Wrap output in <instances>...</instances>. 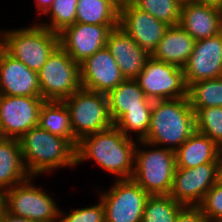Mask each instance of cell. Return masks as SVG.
Masks as SVG:
<instances>
[{
    "label": "cell",
    "instance_id": "7c38bea8",
    "mask_svg": "<svg viewBox=\"0 0 222 222\" xmlns=\"http://www.w3.org/2000/svg\"><path fill=\"white\" fill-rule=\"evenodd\" d=\"M42 97L8 96L0 94V131L3 138L19 139L38 126Z\"/></svg>",
    "mask_w": 222,
    "mask_h": 222
},
{
    "label": "cell",
    "instance_id": "ba28073f",
    "mask_svg": "<svg viewBox=\"0 0 222 222\" xmlns=\"http://www.w3.org/2000/svg\"><path fill=\"white\" fill-rule=\"evenodd\" d=\"M34 177L2 193L3 208L11 214L38 222H58L60 208L50 194L34 185Z\"/></svg>",
    "mask_w": 222,
    "mask_h": 222
},
{
    "label": "cell",
    "instance_id": "ffe728a7",
    "mask_svg": "<svg viewBox=\"0 0 222 222\" xmlns=\"http://www.w3.org/2000/svg\"><path fill=\"white\" fill-rule=\"evenodd\" d=\"M195 41L179 24L168 26L151 57L183 68L193 51Z\"/></svg>",
    "mask_w": 222,
    "mask_h": 222
},
{
    "label": "cell",
    "instance_id": "2e32d148",
    "mask_svg": "<svg viewBox=\"0 0 222 222\" xmlns=\"http://www.w3.org/2000/svg\"><path fill=\"white\" fill-rule=\"evenodd\" d=\"M80 73L82 88L105 94L125 79L106 46L80 64Z\"/></svg>",
    "mask_w": 222,
    "mask_h": 222
},
{
    "label": "cell",
    "instance_id": "ac0fdd59",
    "mask_svg": "<svg viewBox=\"0 0 222 222\" xmlns=\"http://www.w3.org/2000/svg\"><path fill=\"white\" fill-rule=\"evenodd\" d=\"M106 47L114 57L125 79H136L151 57L119 26L110 32Z\"/></svg>",
    "mask_w": 222,
    "mask_h": 222
},
{
    "label": "cell",
    "instance_id": "d6a6232c",
    "mask_svg": "<svg viewBox=\"0 0 222 222\" xmlns=\"http://www.w3.org/2000/svg\"><path fill=\"white\" fill-rule=\"evenodd\" d=\"M199 207L208 220H222V180L207 191Z\"/></svg>",
    "mask_w": 222,
    "mask_h": 222
},
{
    "label": "cell",
    "instance_id": "74e56055",
    "mask_svg": "<svg viewBox=\"0 0 222 222\" xmlns=\"http://www.w3.org/2000/svg\"><path fill=\"white\" fill-rule=\"evenodd\" d=\"M114 3L118 8L125 6L127 3L131 2V0H110Z\"/></svg>",
    "mask_w": 222,
    "mask_h": 222
},
{
    "label": "cell",
    "instance_id": "9c48e42d",
    "mask_svg": "<svg viewBox=\"0 0 222 222\" xmlns=\"http://www.w3.org/2000/svg\"><path fill=\"white\" fill-rule=\"evenodd\" d=\"M110 190L99 191L104 205L105 222H141L150 196L132 178L116 179Z\"/></svg>",
    "mask_w": 222,
    "mask_h": 222
},
{
    "label": "cell",
    "instance_id": "6da1fadb",
    "mask_svg": "<svg viewBox=\"0 0 222 222\" xmlns=\"http://www.w3.org/2000/svg\"><path fill=\"white\" fill-rule=\"evenodd\" d=\"M136 142L113 125L78 142L76 165L92 160L116 179H130L134 172Z\"/></svg>",
    "mask_w": 222,
    "mask_h": 222
},
{
    "label": "cell",
    "instance_id": "7402d4cb",
    "mask_svg": "<svg viewBox=\"0 0 222 222\" xmlns=\"http://www.w3.org/2000/svg\"><path fill=\"white\" fill-rule=\"evenodd\" d=\"M176 168H194L219 161V147L207 135L195 131L176 151Z\"/></svg>",
    "mask_w": 222,
    "mask_h": 222
},
{
    "label": "cell",
    "instance_id": "e0dca14e",
    "mask_svg": "<svg viewBox=\"0 0 222 222\" xmlns=\"http://www.w3.org/2000/svg\"><path fill=\"white\" fill-rule=\"evenodd\" d=\"M0 94L41 97L38 74L0 48Z\"/></svg>",
    "mask_w": 222,
    "mask_h": 222
},
{
    "label": "cell",
    "instance_id": "8992f818",
    "mask_svg": "<svg viewBox=\"0 0 222 222\" xmlns=\"http://www.w3.org/2000/svg\"><path fill=\"white\" fill-rule=\"evenodd\" d=\"M63 101L69 109L72 132L78 141L114 125L105 93L80 88Z\"/></svg>",
    "mask_w": 222,
    "mask_h": 222
},
{
    "label": "cell",
    "instance_id": "4fadbf2b",
    "mask_svg": "<svg viewBox=\"0 0 222 222\" xmlns=\"http://www.w3.org/2000/svg\"><path fill=\"white\" fill-rule=\"evenodd\" d=\"M118 25H92L74 23L63 29L59 35V45L78 64L98 50L104 48L110 32Z\"/></svg>",
    "mask_w": 222,
    "mask_h": 222
},
{
    "label": "cell",
    "instance_id": "f1b7e54d",
    "mask_svg": "<svg viewBox=\"0 0 222 222\" xmlns=\"http://www.w3.org/2000/svg\"><path fill=\"white\" fill-rule=\"evenodd\" d=\"M77 2L78 0H54L44 14L50 15L49 22H42L40 25L59 34L66 27L76 23Z\"/></svg>",
    "mask_w": 222,
    "mask_h": 222
},
{
    "label": "cell",
    "instance_id": "d590c367",
    "mask_svg": "<svg viewBox=\"0 0 222 222\" xmlns=\"http://www.w3.org/2000/svg\"><path fill=\"white\" fill-rule=\"evenodd\" d=\"M54 0H35L36 6H37V13L40 14H45L49 8L51 7L52 3Z\"/></svg>",
    "mask_w": 222,
    "mask_h": 222
},
{
    "label": "cell",
    "instance_id": "60d3db41",
    "mask_svg": "<svg viewBox=\"0 0 222 222\" xmlns=\"http://www.w3.org/2000/svg\"><path fill=\"white\" fill-rule=\"evenodd\" d=\"M180 4H186L191 2L192 0H177Z\"/></svg>",
    "mask_w": 222,
    "mask_h": 222
},
{
    "label": "cell",
    "instance_id": "9a60e30c",
    "mask_svg": "<svg viewBox=\"0 0 222 222\" xmlns=\"http://www.w3.org/2000/svg\"><path fill=\"white\" fill-rule=\"evenodd\" d=\"M183 74L187 88L197 81L222 77V32L195 41Z\"/></svg>",
    "mask_w": 222,
    "mask_h": 222
},
{
    "label": "cell",
    "instance_id": "f35d334b",
    "mask_svg": "<svg viewBox=\"0 0 222 222\" xmlns=\"http://www.w3.org/2000/svg\"><path fill=\"white\" fill-rule=\"evenodd\" d=\"M219 147V161H222V143L218 145Z\"/></svg>",
    "mask_w": 222,
    "mask_h": 222
},
{
    "label": "cell",
    "instance_id": "4dcf8cb0",
    "mask_svg": "<svg viewBox=\"0 0 222 222\" xmlns=\"http://www.w3.org/2000/svg\"><path fill=\"white\" fill-rule=\"evenodd\" d=\"M196 131L217 145L222 143V107L199 108L195 112Z\"/></svg>",
    "mask_w": 222,
    "mask_h": 222
},
{
    "label": "cell",
    "instance_id": "7a4b0ae2",
    "mask_svg": "<svg viewBox=\"0 0 222 222\" xmlns=\"http://www.w3.org/2000/svg\"><path fill=\"white\" fill-rule=\"evenodd\" d=\"M24 166L30 176L50 173L58 168L76 165V148L65 138L54 135L39 125L19 139Z\"/></svg>",
    "mask_w": 222,
    "mask_h": 222
},
{
    "label": "cell",
    "instance_id": "603a6c76",
    "mask_svg": "<svg viewBox=\"0 0 222 222\" xmlns=\"http://www.w3.org/2000/svg\"><path fill=\"white\" fill-rule=\"evenodd\" d=\"M29 177L23 163L19 140L2 138L0 140V193L24 182Z\"/></svg>",
    "mask_w": 222,
    "mask_h": 222
},
{
    "label": "cell",
    "instance_id": "44dd1931",
    "mask_svg": "<svg viewBox=\"0 0 222 222\" xmlns=\"http://www.w3.org/2000/svg\"><path fill=\"white\" fill-rule=\"evenodd\" d=\"M109 113L115 124L128 110L152 108L153 100L148 99L136 79H124L107 94Z\"/></svg>",
    "mask_w": 222,
    "mask_h": 222
},
{
    "label": "cell",
    "instance_id": "4316f807",
    "mask_svg": "<svg viewBox=\"0 0 222 222\" xmlns=\"http://www.w3.org/2000/svg\"><path fill=\"white\" fill-rule=\"evenodd\" d=\"M184 205L170 195L149 196L146 200L141 222H175Z\"/></svg>",
    "mask_w": 222,
    "mask_h": 222
},
{
    "label": "cell",
    "instance_id": "30bf717a",
    "mask_svg": "<svg viewBox=\"0 0 222 222\" xmlns=\"http://www.w3.org/2000/svg\"><path fill=\"white\" fill-rule=\"evenodd\" d=\"M148 99L170 100L187 97L183 68L150 57L136 78Z\"/></svg>",
    "mask_w": 222,
    "mask_h": 222
},
{
    "label": "cell",
    "instance_id": "5bb4252c",
    "mask_svg": "<svg viewBox=\"0 0 222 222\" xmlns=\"http://www.w3.org/2000/svg\"><path fill=\"white\" fill-rule=\"evenodd\" d=\"M118 26L151 55L169 25L129 2L119 8Z\"/></svg>",
    "mask_w": 222,
    "mask_h": 222
},
{
    "label": "cell",
    "instance_id": "1f68e13d",
    "mask_svg": "<svg viewBox=\"0 0 222 222\" xmlns=\"http://www.w3.org/2000/svg\"><path fill=\"white\" fill-rule=\"evenodd\" d=\"M61 210L58 222H105L104 205L101 200L90 207L71 209L70 213Z\"/></svg>",
    "mask_w": 222,
    "mask_h": 222
},
{
    "label": "cell",
    "instance_id": "836d02e7",
    "mask_svg": "<svg viewBox=\"0 0 222 222\" xmlns=\"http://www.w3.org/2000/svg\"><path fill=\"white\" fill-rule=\"evenodd\" d=\"M199 206H184L178 213L175 222H208Z\"/></svg>",
    "mask_w": 222,
    "mask_h": 222
},
{
    "label": "cell",
    "instance_id": "83f0119b",
    "mask_svg": "<svg viewBox=\"0 0 222 222\" xmlns=\"http://www.w3.org/2000/svg\"><path fill=\"white\" fill-rule=\"evenodd\" d=\"M151 112L152 108L128 110L114 125L126 137L134 139L132 136L136 134V141H143L150 127Z\"/></svg>",
    "mask_w": 222,
    "mask_h": 222
},
{
    "label": "cell",
    "instance_id": "f546056e",
    "mask_svg": "<svg viewBox=\"0 0 222 222\" xmlns=\"http://www.w3.org/2000/svg\"><path fill=\"white\" fill-rule=\"evenodd\" d=\"M143 11L167 25H178L180 22L181 5L177 0H131Z\"/></svg>",
    "mask_w": 222,
    "mask_h": 222
},
{
    "label": "cell",
    "instance_id": "d4e9b609",
    "mask_svg": "<svg viewBox=\"0 0 222 222\" xmlns=\"http://www.w3.org/2000/svg\"><path fill=\"white\" fill-rule=\"evenodd\" d=\"M119 8L110 0H78L76 22L92 25H118Z\"/></svg>",
    "mask_w": 222,
    "mask_h": 222
},
{
    "label": "cell",
    "instance_id": "cb8c5ba5",
    "mask_svg": "<svg viewBox=\"0 0 222 222\" xmlns=\"http://www.w3.org/2000/svg\"><path fill=\"white\" fill-rule=\"evenodd\" d=\"M38 125L77 147L79 141L72 132L70 112L64 101L45 100L39 112Z\"/></svg>",
    "mask_w": 222,
    "mask_h": 222
},
{
    "label": "cell",
    "instance_id": "277c9868",
    "mask_svg": "<svg viewBox=\"0 0 222 222\" xmlns=\"http://www.w3.org/2000/svg\"><path fill=\"white\" fill-rule=\"evenodd\" d=\"M175 169V151L144 140L136 142L132 179L150 196L170 194Z\"/></svg>",
    "mask_w": 222,
    "mask_h": 222
},
{
    "label": "cell",
    "instance_id": "5b68a950",
    "mask_svg": "<svg viewBox=\"0 0 222 222\" xmlns=\"http://www.w3.org/2000/svg\"><path fill=\"white\" fill-rule=\"evenodd\" d=\"M35 23L33 26L2 30V48L13 58L38 72L59 45V35Z\"/></svg>",
    "mask_w": 222,
    "mask_h": 222
},
{
    "label": "cell",
    "instance_id": "52a82bcc",
    "mask_svg": "<svg viewBox=\"0 0 222 222\" xmlns=\"http://www.w3.org/2000/svg\"><path fill=\"white\" fill-rule=\"evenodd\" d=\"M41 97L63 101L82 88L80 64L58 45L37 72Z\"/></svg>",
    "mask_w": 222,
    "mask_h": 222
},
{
    "label": "cell",
    "instance_id": "e575fe53",
    "mask_svg": "<svg viewBox=\"0 0 222 222\" xmlns=\"http://www.w3.org/2000/svg\"><path fill=\"white\" fill-rule=\"evenodd\" d=\"M0 222H38L9 213L4 208L0 212Z\"/></svg>",
    "mask_w": 222,
    "mask_h": 222
},
{
    "label": "cell",
    "instance_id": "7bdbcfd3",
    "mask_svg": "<svg viewBox=\"0 0 222 222\" xmlns=\"http://www.w3.org/2000/svg\"><path fill=\"white\" fill-rule=\"evenodd\" d=\"M2 47V30L0 31V48Z\"/></svg>",
    "mask_w": 222,
    "mask_h": 222
},
{
    "label": "cell",
    "instance_id": "8d00e7d4",
    "mask_svg": "<svg viewBox=\"0 0 222 222\" xmlns=\"http://www.w3.org/2000/svg\"><path fill=\"white\" fill-rule=\"evenodd\" d=\"M193 2L216 7L222 10V0H192Z\"/></svg>",
    "mask_w": 222,
    "mask_h": 222
},
{
    "label": "cell",
    "instance_id": "8fae6325",
    "mask_svg": "<svg viewBox=\"0 0 222 222\" xmlns=\"http://www.w3.org/2000/svg\"><path fill=\"white\" fill-rule=\"evenodd\" d=\"M220 179V162L194 168H176L170 196L184 206H199L207 191Z\"/></svg>",
    "mask_w": 222,
    "mask_h": 222
},
{
    "label": "cell",
    "instance_id": "ee69618b",
    "mask_svg": "<svg viewBox=\"0 0 222 222\" xmlns=\"http://www.w3.org/2000/svg\"><path fill=\"white\" fill-rule=\"evenodd\" d=\"M208 222H222V220H209Z\"/></svg>",
    "mask_w": 222,
    "mask_h": 222
},
{
    "label": "cell",
    "instance_id": "3957f363",
    "mask_svg": "<svg viewBox=\"0 0 222 222\" xmlns=\"http://www.w3.org/2000/svg\"><path fill=\"white\" fill-rule=\"evenodd\" d=\"M195 131V112L188 97L155 100L144 141L176 151Z\"/></svg>",
    "mask_w": 222,
    "mask_h": 222
},
{
    "label": "cell",
    "instance_id": "b9f144b4",
    "mask_svg": "<svg viewBox=\"0 0 222 222\" xmlns=\"http://www.w3.org/2000/svg\"><path fill=\"white\" fill-rule=\"evenodd\" d=\"M220 180H222V161H220Z\"/></svg>",
    "mask_w": 222,
    "mask_h": 222
},
{
    "label": "cell",
    "instance_id": "ab89813d",
    "mask_svg": "<svg viewBox=\"0 0 222 222\" xmlns=\"http://www.w3.org/2000/svg\"><path fill=\"white\" fill-rule=\"evenodd\" d=\"M3 209V199H2V193H0V212Z\"/></svg>",
    "mask_w": 222,
    "mask_h": 222
},
{
    "label": "cell",
    "instance_id": "484cf974",
    "mask_svg": "<svg viewBox=\"0 0 222 222\" xmlns=\"http://www.w3.org/2000/svg\"><path fill=\"white\" fill-rule=\"evenodd\" d=\"M194 112L199 108L222 107V77L197 81L187 88Z\"/></svg>",
    "mask_w": 222,
    "mask_h": 222
},
{
    "label": "cell",
    "instance_id": "d6986e66",
    "mask_svg": "<svg viewBox=\"0 0 222 222\" xmlns=\"http://www.w3.org/2000/svg\"><path fill=\"white\" fill-rule=\"evenodd\" d=\"M179 25L195 40L215 36L222 32V10L193 1L182 4Z\"/></svg>",
    "mask_w": 222,
    "mask_h": 222
}]
</instances>
